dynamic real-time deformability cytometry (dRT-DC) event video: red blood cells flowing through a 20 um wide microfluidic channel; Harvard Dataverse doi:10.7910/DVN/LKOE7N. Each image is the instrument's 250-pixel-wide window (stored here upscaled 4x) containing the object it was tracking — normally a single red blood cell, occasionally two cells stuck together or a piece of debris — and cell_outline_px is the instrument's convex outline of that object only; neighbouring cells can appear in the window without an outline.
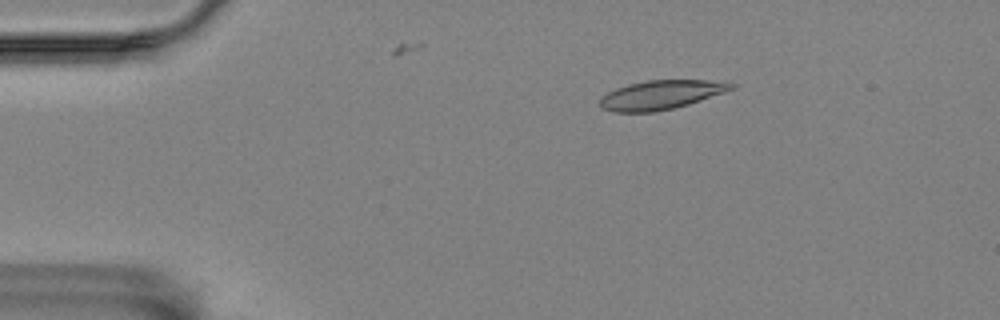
{"species": "Egyptian fruit bat (a non-hibernating species)", "species_latin": "Rousettus aegyptiacus", "temperature_condition": "room temperature", "stored_images_in_passage": 7, "camera_frame_rate_fps": 3000, "um_per_image_px": 0.085, "animal": {"sex": "female"}, "frame": {"image": 1, "passage_image": 1, "time_ms": 0.0, "image_size_px": [1000, 320], "cell_outline_px": [[736, 88], [688, 104], [672, 108], [652, 112], [612, 112], [600, 108], [600, 96], [616, 88], [628, 84], [648, 80], [708, 80], [736, 84]], "centroid_in_image_um": [56.13, 8.06], "position_along_channel_um": 28.9, "area_um2": 22.14}}